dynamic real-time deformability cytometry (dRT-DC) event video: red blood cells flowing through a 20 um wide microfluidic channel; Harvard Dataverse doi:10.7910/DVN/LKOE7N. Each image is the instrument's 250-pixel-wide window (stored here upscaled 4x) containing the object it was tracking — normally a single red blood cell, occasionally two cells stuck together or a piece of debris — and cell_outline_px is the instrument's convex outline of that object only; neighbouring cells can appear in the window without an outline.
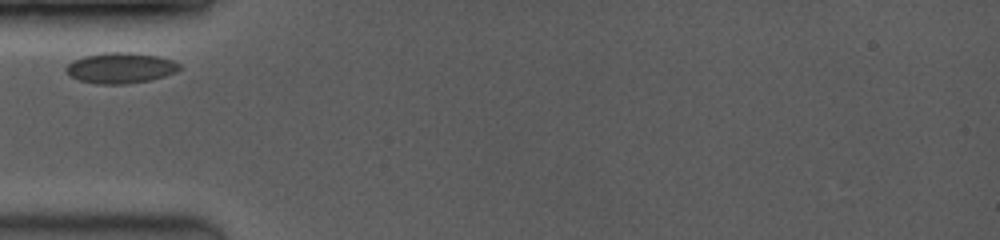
{"species": "common noctule bat (a hibernating species)", "species_latin": "Nyctalus noctula", "temperature_condition": "room temperature", "stored_images_in_passage": 2, "camera_frame_rate_fps": 3500, "um_per_image_px": 0.085, "animal": {"sex": "female", "body_mass_g": 19.0, "forearm_length_mm": 53.3}, "frame": {"image": 1, "passage_image": 1, "time_ms": 0.0, "image_size_px": [1000, 240], "cell_outline_px": [[180, 68], [176, 72], [164, 76], [148, 80], [124, 84], [96, 84], [80, 80], [68, 76], [64, 72], [64, 68], [72, 60], [84, 56], [104, 52], [128, 52], [156, 56], [172, 60], [180, 64]], "centroid_in_image_um": [10.18, 5.77], "position_along_channel_um": 74.8, "area_um2": 20.29}}